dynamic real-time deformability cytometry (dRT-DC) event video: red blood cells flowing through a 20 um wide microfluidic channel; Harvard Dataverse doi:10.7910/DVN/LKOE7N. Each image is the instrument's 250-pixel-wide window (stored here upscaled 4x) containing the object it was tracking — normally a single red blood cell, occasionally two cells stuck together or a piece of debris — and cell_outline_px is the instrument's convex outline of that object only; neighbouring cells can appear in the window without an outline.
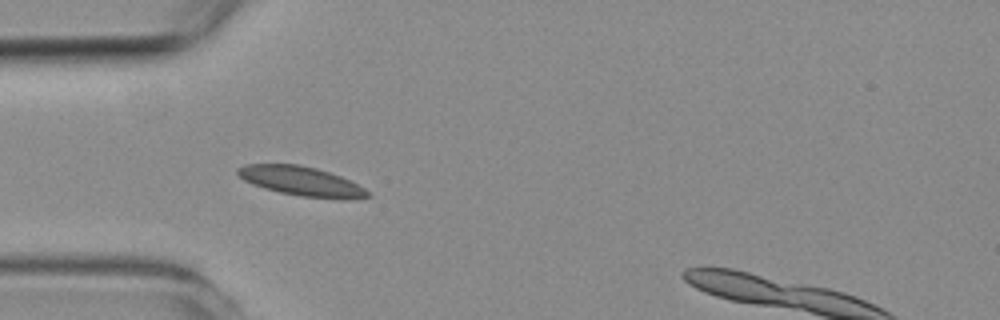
{"species": "common noctule bat (a hibernating species)", "species_latin": "Nyctalus noctula", "temperature_condition": "room temperature", "stored_images_in_passage": 4, "camera_frame_rate_fps": 3000, "um_per_image_px": 0.085, "animal": {"sex": "female", "body_mass_g": 19.3, "forearm_length_mm": 54.1}, "frame": {"image": 1, "passage_image": 4, "time_ms": 4.333, "image_size_px": [1000, 320], "cell_outline_px": [[372, 196], [352, 200], [340, 200], [300, 196], [280, 192], [264, 188], [252, 184], [244, 180], [236, 172], [236, 168], [248, 164], [300, 164], [316, 168], [340, 176], [364, 188]], "centroid_in_image_um": [25.64, 15.42], "position_along_channel_um": 59.4, "area_um2": 22.31}}